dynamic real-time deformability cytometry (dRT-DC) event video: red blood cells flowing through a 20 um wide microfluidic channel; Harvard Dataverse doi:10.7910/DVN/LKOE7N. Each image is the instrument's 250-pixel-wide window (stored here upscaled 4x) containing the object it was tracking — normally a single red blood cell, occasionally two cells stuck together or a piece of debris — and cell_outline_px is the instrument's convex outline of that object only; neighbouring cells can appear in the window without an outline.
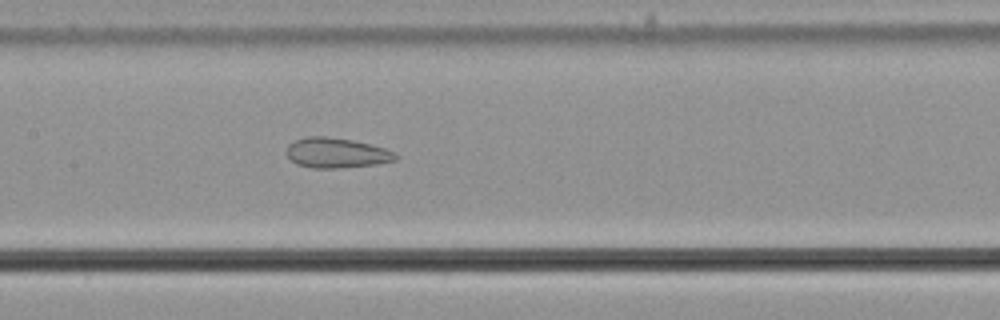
{"species": "common noctule bat (a hibernating species)", "species_latin": "Nyctalus noctula", "temperature_condition": "cold", "stored_images_in_passage": 44, "camera_frame_rate_fps": 3000, "um_per_image_px": 0.085, "animal": {"sex": "male", "body_mass_g": 21.5, "forearm_length_mm": 52.0}, "frame": {"image": 1, "passage_image": 20, "time_ms": 6.333, "image_size_px": [1000, 320], "cell_outline_px": [[400, 156], [396, 160], [376, 164], [340, 168], [312, 168], [296, 164], [288, 156], [288, 144], [296, 140], [308, 136], [324, 136], [352, 140], [384, 148], [396, 152]], "centroid_in_image_um": [28.63, 13.0], "position_along_channel_um": 178.8, "area_um2": 19.02}}
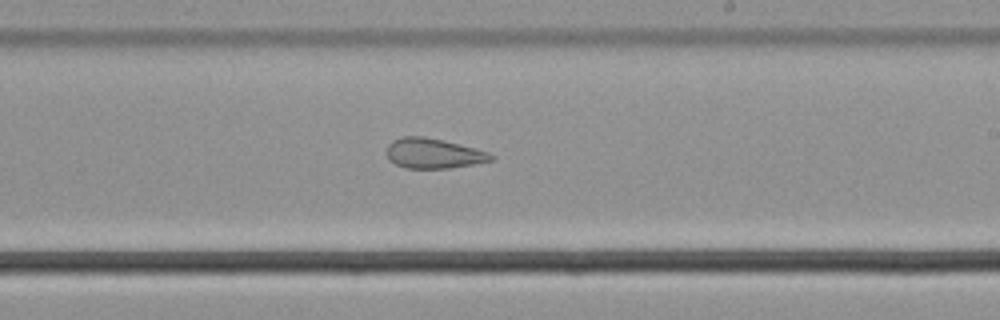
{"frame": {"image": 2, "passage_image": 26, "time_ms": 8.333, "image_size_px": [1000, 320], "cell_outline_px": [[496, 160], [448, 168], [404, 168], [388, 160], [388, 144], [392, 140], [404, 136], [424, 136], [444, 140], [476, 148], [488, 152], [496, 156]], "centroid_in_image_um": [36.87, 13.03], "position_along_channel_um": 252.1, "area_um2": 18.38}}
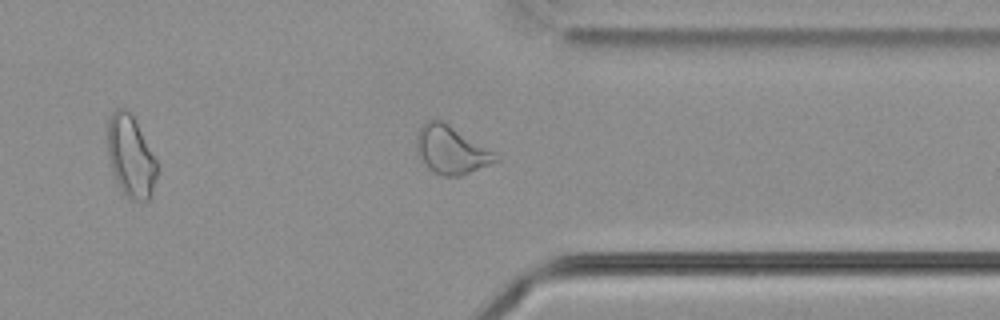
{"frame": {"image": 3, "passage_image": 36, "time_ms": 11.667, "image_size_px": [1000, 320], "cell_outline_px": [[500, 160], [460, 176], [444, 176], [428, 168], [416, 152], [416, 136], [420, 124], [428, 120], [444, 120], [500, 156]], "centroid_in_image_um": [38.32, 12.71], "position_along_channel_um": 373.1, "area_um2": 22.14}, "authors_computed_cell_mechanics": {"area_um2": 21.4149, "velocity_mm_per_s": 3.6804, "shape_relaxation_time_tau1_ms": null, "shape_relaxation_time_tau2_ms": 1.8791, "deformation_change_tau1": null, "deformation_change_tau2": 0.105}}